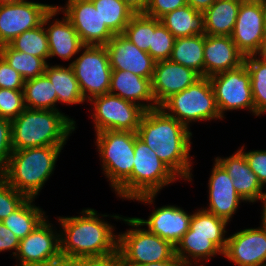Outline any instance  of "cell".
<instances>
[{
    "label": "cell",
    "instance_id": "5bb4252c",
    "mask_svg": "<svg viewBox=\"0 0 266 266\" xmlns=\"http://www.w3.org/2000/svg\"><path fill=\"white\" fill-rule=\"evenodd\" d=\"M19 266H46L62 258L60 234L54 232L46 218L26 237L20 240L15 255Z\"/></svg>",
    "mask_w": 266,
    "mask_h": 266
},
{
    "label": "cell",
    "instance_id": "7a4b0ae2",
    "mask_svg": "<svg viewBox=\"0 0 266 266\" xmlns=\"http://www.w3.org/2000/svg\"><path fill=\"white\" fill-rule=\"evenodd\" d=\"M62 258L109 255L118 251L119 236L113 226L102 221L94 209L82 210V216L59 217Z\"/></svg>",
    "mask_w": 266,
    "mask_h": 266
},
{
    "label": "cell",
    "instance_id": "8fae6325",
    "mask_svg": "<svg viewBox=\"0 0 266 266\" xmlns=\"http://www.w3.org/2000/svg\"><path fill=\"white\" fill-rule=\"evenodd\" d=\"M221 117L227 110L248 109L255 115L251 79L247 67L228 70L209 77Z\"/></svg>",
    "mask_w": 266,
    "mask_h": 266
},
{
    "label": "cell",
    "instance_id": "b9f144b4",
    "mask_svg": "<svg viewBox=\"0 0 266 266\" xmlns=\"http://www.w3.org/2000/svg\"><path fill=\"white\" fill-rule=\"evenodd\" d=\"M12 151L11 120L0 117V171L7 165Z\"/></svg>",
    "mask_w": 266,
    "mask_h": 266
},
{
    "label": "cell",
    "instance_id": "816d5d0a",
    "mask_svg": "<svg viewBox=\"0 0 266 266\" xmlns=\"http://www.w3.org/2000/svg\"><path fill=\"white\" fill-rule=\"evenodd\" d=\"M261 201H263V213H262V222H261V227H263L264 229H266V193L264 192V194L260 197Z\"/></svg>",
    "mask_w": 266,
    "mask_h": 266
},
{
    "label": "cell",
    "instance_id": "4316f807",
    "mask_svg": "<svg viewBox=\"0 0 266 266\" xmlns=\"http://www.w3.org/2000/svg\"><path fill=\"white\" fill-rule=\"evenodd\" d=\"M160 22L175 38L205 35L203 12L188 4L165 14Z\"/></svg>",
    "mask_w": 266,
    "mask_h": 266
},
{
    "label": "cell",
    "instance_id": "d6a6232c",
    "mask_svg": "<svg viewBox=\"0 0 266 266\" xmlns=\"http://www.w3.org/2000/svg\"><path fill=\"white\" fill-rule=\"evenodd\" d=\"M0 55L25 81L43 75L48 64L43 58L16 51L9 44L0 46Z\"/></svg>",
    "mask_w": 266,
    "mask_h": 266
},
{
    "label": "cell",
    "instance_id": "ba28073f",
    "mask_svg": "<svg viewBox=\"0 0 266 266\" xmlns=\"http://www.w3.org/2000/svg\"><path fill=\"white\" fill-rule=\"evenodd\" d=\"M103 170L116 191L132 174L135 132L104 130L96 133Z\"/></svg>",
    "mask_w": 266,
    "mask_h": 266
},
{
    "label": "cell",
    "instance_id": "3957f363",
    "mask_svg": "<svg viewBox=\"0 0 266 266\" xmlns=\"http://www.w3.org/2000/svg\"><path fill=\"white\" fill-rule=\"evenodd\" d=\"M75 121L56 110L26 108L11 121L13 151L35 147H63Z\"/></svg>",
    "mask_w": 266,
    "mask_h": 266
},
{
    "label": "cell",
    "instance_id": "4dcf8cb0",
    "mask_svg": "<svg viewBox=\"0 0 266 266\" xmlns=\"http://www.w3.org/2000/svg\"><path fill=\"white\" fill-rule=\"evenodd\" d=\"M25 107L38 110H56L57 95L53 84L43 74L33 79L26 80L23 86Z\"/></svg>",
    "mask_w": 266,
    "mask_h": 266
},
{
    "label": "cell",
    "instance_id": "e0dca14e",
    "mask_svg": "<svg viewBox=\"0 0 266 266\" xmlns=\"http://www.w3.org/2000/svg\"><path fill=\"white\" fill-rule=\"evenodd\" d=\"M105 47L112 70L130 71L140 77L152 79L156 61L123 34L114 35Z\"/></svg>",
    "mask_w": 266,
    "mask_h": 266
},
{
    "label": "cell",
    "instance_id": "db71d44e",
    "mask_svg": "<svg viewBox=\"0 0 266 266\" xmlns=\"http://www.w3.org/2000/svg\"><path fill=\"white\" fill-rule=\"evenodd\" d=\"M264 35L266 37V1H265V21H264Z\"/></svg>",
    "mask_w": 266,
    "mask_h": 266
},
{
    "label": "cell",
    "instance_id": "836d02e7",
    "mask_svg": "<svg viewBox=\"0 0 266 266\" xmlns=\"http://www.w3.org/2000/svg\"><path fill=\"white\" fill-rule=\"evenodd\" d=\"M102 22L116 35L123 34L125 27L135 15L123 0H91Z\"/></svg>",
    "mask_w": 266,
    "mask_h": 266
},
{
    "label": "cell",
    "instance_id": "1f68e13d",
    "mask_svg": "<svg viewBox=\"0 0 266 266\" xmlns=\"http://www.w3.org/2000/svg\"><path fill=\"white\" fill-rule=\"evenodd\" d=\"M32 202L33 198H28L18 209L1 221L20 240L29 235L46 217L42 209L34 206Z\"/></svg>",
    "mask_w": 266,
    "mask_h": 266
},
{
    "label": "cell",
    "instance_id": "d4e9b609",
    "mask_svg": "<svg viewBox=\"0 0 266 266\" xmlns=\"http://www.w3.org/2000/svg\"><path fill=\"white\" fill-rule=\"evenodd\" d=\"M45 31L49 43V58L59 56L69 60L83 49L84 45L78 33L66 16L61 21L56 19Z\"/></svg>",
    "mask_w": 266,
    "mask_h": 266
},
{
    "label": "cell",
    "instance_id": "9a60e30c",
    "mask_svg": "<svg viewBox=\"0 0 266 266\" xmlns=\"http://www.w3.org/2000/svg\"><path fill=\"white\" fill-rule=\"evenodd\" d=\"M69 19L83 45L105 46L115 35L102 22L91 0H68L66 6L58 7Z\"/></svg>",
    "mask_w": 266,
    "mask_h": 266
},
{
    "label": "cell",
    "instance_id": "f546056e",
    "mask_svg": "<svg viewBox=\"0 0 266 266\" xmlns=\"http://www.w3.org/2000/svg\"><path fill=\"white\" fill-rule=\"evenodd\" d=\"M60 12L58 6H54L43 18L42 24L37 28L28 30L18 35L9 45L16 51L25 52L33 56L49 58V43L45 31L46 24Z\"/></svg>",
    "mask_w": 266,
    "mask_h": 266
},
{
    "label": "cell",
    "instance_id": "8d00e7d4",
    "mask_svg": "<svg viewBox=\"0 0 266 266\" xmlns=\"http://www.w3.org/2000/svg\"><path fill=\"white\" fill-rule=\"evenodd\" d=\"M227 221L206 210H198L192 214L189 228L192 235L225 236Z\"/></svg>",
    "mask_w": 266,
    "mask_h": 266
},
{
    "label": "cell",
    "instance_id": "ac0fdd59",
    "mask_svg": "<svg viewBox=\"0 0 266 266\" xmlns=\"http://www.w3.org/2000/svg\"><path fill=\"white\" fill-rule=\"evenodd\" d=\"M201 76L194 70L170 60L157 61L151 80L152 93L159 107L173 94L193 85Z\"/></svg>",
    "mask_w": 266,
    "mask_h": 266
},
{
    "label": "cell",
    "instance_id": "30bf717a",
    "mask_svg": "<svg viewBox=\"0 0 266 266\" xmlns=\"http://www.w3.org/2000/svg\"><path fill=\"white\" fill-rule=\"evenodd\" d=\"M93 118L96 133L104 130L137 132L145 109L110 93L93 97Z\"/></svg>",
    "mask_w": 266,
    "mask_h": 266
},
{
    "label": "cell",
    "instance_id": "44dd1931",
    "mask_svg": "<svg viewBox=\"0 0 266 266\" xmlns=\"http://www.w3.org/2000/svg\"><path fill=\"white\" fill-rule=\"evenodd\" d=\"M191 217L192 215L187 214L182 208L167 205L154 209L147 220L136 219L141 226H148V231L176 246L188 231Z\"/></svg>",
    "mask_w": 266,
    "mask_h": 266
},
{
    "label": "cell",
    "instance_id": "8992f818",
    "mask_svg": "<svg viewBox=\"0 0 266 266\" xmlns=\"http://www.w3.org/2000/svg\"><path fill=\"white\" fill-rule=\"evenodd\" d=\"M133 229L119 236L118 251L121 254L123 266H139L152 262L179 260L175 255V246L147 229H142L136 218H122ZM135 227V228H134ZM139 227V228H138Z\"/></svg>",
    "mask_w": 266,
    "mask_h": 266
},
{
    "label": "cell",
    "instance_id": "4fadbf2b",
    "mask_svg": "<svg viewBox=\"0 0 266 266\" xmlns=\"http://www.w3.org/2000/svg\"><path fill=\"white\" fill-rule=\"evenodd\" d=\"M264 21L265 1H241L231 38L245 57L260 53L265 39Z\"/></svg>",
    "mask_w": 266,
    "mask_h": 266
},
{
    "label": "cell",
    "instance_id": "f35d334b",
    "mask_svg": "<svg viewBox=\"0 0 266 266\" xmlns=\"http://www.w3.org/2000/svg\"><path fill=\"white\" fill-rule=\"evenodd\" d=\"M25 109L23 90L0 88V117L12 121Z\"/></svg>",
    "mask_w": 266,
    "mask_h": 266
},
{
    "label": "cell",
    "instance_id": "f907efd6",
    "mask_svg": "<svg viewBox=\"0 0 266 266\" xmlns=\"http://www.w3.org/2000/svg\"><path fill=\"white\" fill-rule=\"evenodd\" d=\"M46 266H75L73 259L60 258L57 261L51 262Z\"/></svg>",
    "mask_w": 266,
    "mask_h": 266
},
{
    "label": "cell",
    "instance_id": "f6af8a7d",
    "mask_svg": "<svg viewBox=\"0 0 266 266\" xmlns=\"http://www.w3.org/2000/svg\"><path fill=\"white\" fill-rule=\"evenodd\" d=\"M73 261L75 266H123L119 251L109 255L79 257Z\"/></svg>",
    "mask_w": 266,
    "mask_h": 266
},
{
    "label": "cell",
    "instance_id": "603a6c76",
    "mask_svg": "<svg viewBox=\"0 0 266 266\" xmlns=\"http://www.w3.org/2000/svg\"><path fill=\"white\" fill-rule=\"evenodd\" d=\"M233 179L236 192L248 202H256L264 194L263 186L257 175L249 167L244 154L238 150L235 154L215 159Z\"/></svg>",
    "mask_w": 266,
    "mask_h": 266
},
{
    "label": "cell",
    "instance_id": "681fc988",
    "mask_svg": "<svg viewBox=\"0 0 266 266\" xmlns=\"http://www.w3.org/2000/svg\"><path fill=\"white\" fill-rule=\"evenodd\" d=\"M139 266H185L180 260H168L161 262H152Z\"/></svg>",
    "mask_w": 266,
    "mask_h": 266
},
{
    "label": "cell",
    "instance_id": "5b68a950",
    "mask_svg": "<svg viewBox=\"0 0 266 266\" xmlns=\"http://www.w3.org/2000/svg\"><path fill=\"white\" fill-rule=\"evenodd\" d=\"M134 166L131 176L115 191L121 198L153 203L162 187L178 180L135 132Z\"/></svg>",
    "mask_w": 266,
    "mask_h": 266
},
{
    "label": "cell",
    "instance_id": "d6986e66",
    "mask_svg": "<svg viewBox=\"0 0 266 266\" xmlns=\"http://www.w3.org/2000/svg\"><path fill=\"white\" fill-rule=\"evenodd\" d=\"M209 179V208L204 209L215 216L230 221L241 201H245L235 190L233 179L215 160Z\"/></svg>",
    "mask_w": 266,
    "mask_h": 266
},
{
    "label": "cell",
    "instance_id": "74e56055",
    "mask_svg": "<svg viewBox=\"0 0 266 266\" xmlns=\"http://www.w3.org/2000/svg\"><path fill=\"white\" fill-rule=\"evenodd\" d=\"M175 39L172 33L160 22V19L154 18V33H152L148 53L156 62L169 60Z\"/></svg>",
    "mask_w": 266,
    "mask_h": 266
},
{
    "label": "cell",
    "instance_id": "bcb514c9",
    "mask_svg": "<svg viewBox=\"0 0 266 266\" xmlns=\"http://www.w3.org/2000/svg\"><path fill=\"white\" fill-rule=\"evenodd\" d=\"M19 243L20 239L0 221V252L14 249L16 252H13V255L15 256Z\"/></svg>",
    "mask_w": 266,
    "mask_h": 266
},
{
    "label": "cell",
    "instance_id": "c3c4849f",
    "mask_svg": "<svg viewBox=\"0 0 266 266\" xmlns=\"http://www.w3.org/2000/svg\"><path fill=\"white\" fill-rule=\"evenodd\" d=\"M216 0H186V3L193 7L195 10L204 12L208 9Z\"/></svg>",
    "mask_w": 266,
    "mask_h": 266
},
{
    "label": "cell",
    "instance_id": "2e32d148",
    "mask_svg": "<svg viewBox=\"0 0 266 266\" xmlns=\"http://www.w3.org/2000/svg\"><path fill=\"white\" fill-rule=\"evenodd\" d=\"M223 257L237 266H266V229H243L227 237Z\"/></svg>",
    "mask_w": 266,
    "mask_h": 266
},
{
    "label": "cell",
    "instance_id": "e575fe53",
    "mask_svg": "<svg viewBox=\"0 0 266 266\" xmlns=\"http://www.w3.org/2000/svg\"><path fill=\"white\" fill-rule=\"evenodd\" d=\"M244 63L250 74L255 116L266 112V60L257 55L247 56Z\"/></svg>",
    "mask_w": 266,
    "mask_h": 266
},
{
    "label": "cell",
    "instance_id": "60d3db41",
    "mask_svg": "<svg viewBox=\"0 0 266 266\" xmlns=\"http://www.w3.org/2000/svg\"><path fill=\"white\" fill-rule=\"evenodd\" d=\"M25 80L0 55V88L23 90Z\"/></svg>",
    "mask_w": 266,
    "mask_h": 266
},
{
    "label": "cell",
    "instance_id": "83f0119b",
    "mask_svg": "<svg viewBox=\"0 0 266 266\" xmlns=\"http://www.w3.org/2000/svg\"><path fill=\"white\" fill-rule=\"evenodd\" d=\"M44 74L53 84L57 102L80 104L85 101L71 64L67 68L60 65L49 66L47 64Z\"/></svg>",
    "mask_w": 266,
    "mask_h": 266
},
{
    "label": "cell",
    "instance_id": "7402d4cb",
    "mask_svg": "<svg viewBox=\"0 0 266 266\" xmlns=\"http://www.w3.org/2000/svg\"><path fill=\"white\" fill-rule=\"evenodd\" d=\"M151 80L152 79L135 75L130 71L112 70L111 84L108 93L123 98L124 100L134 102L142 106L146 111L155 109L158 108V106L156 105L152 93ZM140 101H146V104ZM147 102L149 103L147 104Z\"/></svg>",
    "mask_w": 266,
    "mask_h": 266
},
{
    "label": "cell",
    "instance_id": "6da1fadb",
    "mask_svg": "<svg viewBox=\"0 0 266 266\" xmlns=\"http://www.w3.org/2000/svg\"><path fill=\"white\" fill-rule=\"evenodd\" d=\"M188 129L158 107L145 111L137 135L179 178L191 181Z\"/></svg>",
    "mask_w": 266,
    "mask_h": 266
},
{
    "label": "cell",
    "instance_id": "f5cc1de1",
    "mask_svg": "<svg viewBox=\"0 0 266 266\" xmlns=\"http://www.w3.org/2000/svg\"><path fill=\"white\" fill-rule=\"evenodd\" d=\"M258 55H259V57H261V58H263V59L266 60V37L264 39V42H263V46L261 48V51H260V53Z\"/></svg>",
    "mask_w": 266,
    "mask_h": 266
},
{
    "label": "cell",
    "instance_id": "484cf974",
    "mask_svg": "<svg viewBox=\"0 0 266 266\" xmlns=\"http://www.w3.org/2000/svg\"><path fill=\"white\" fill-rule=\"evenodd\" d=\"M242 0H216L203 12L205 35L231 36Z\"/></svg>",
    "mask_w": 266,
    "mask_h": 266
},
{
    "label": "cell",
    "instance_id": "7c38bea8",
    "mask_svg": "<svg viewBox=\"0 0 266 266\" xmlns=\"http://www.w3.org/2000/svg\"><path fill=\"white\" fill-rule=\"evenodd\" d=\"M53 7L26 0L0 1V46L9 44L23 32L40 26Z\"/></svg>",
    "mask_w": 266,
    "mask_h": 266
},
{
    "label": "cell",
    "instance_id": "f1b7e54d",
    "mask_svg": "<svg viewBox=\"0 0 266 266\" xmlns=\"http://www.w3.org/2000/svg\"><path fill=\"white\" fill-rule=\"evenodd\" d=\"M204 41L205 35L176 38L169 60L204 77Z\"/></svg>",
    "mask_w": 266,
    "mask_h": 266
},
{
    "label": "cell",
    "instance_id": "d590c367",
    "mask_svg": "<svg viewBox=\"0 0 266 266\" xmlns=\"http://www.w3.org/2000/svg\"><path fill=\"white\" fill-rule=\"evenodd\" d=\"M152 33H154V18L144 13L135 14L125 27L123 35L140 50L148 53Z\"/></svg>",
    "mask_w": 266,
    "mask_h": 266
},
{
    "label": "cell",
    "instance_id": "cb8c5ba5",
    "mask_svg": "<svg viewBox=\"0 0 266 266\" xmlns=\"http://www.w3.org/2000/svg\"><path fill=\"white\" fill-rule=\"evenodd\" d=\"M227 239L224 236L192 235V230L189 228L176 244L175 255L185 266H192L189 259L191 257L194 259V264H197L201 259L208 261L212 256L223 255Z\"/></svg>",
    "mask_w": 266,
    "mask_h": 266
},
{
    "label": "cell",
    "instance_id": "7dc6e473",
    "mask_svg": "<svg viewBox=\"0 0 266 266\" xmlns=\"http://www.w3.org/2000/svg\"><path fill=\"white\" fill-rule=\"evenodd\" d=\"M123 2L133 10L135 14L145 13L149 0H123Z\"/></svg>",
    "mask_w": 266,
    "mask_h": 266
},
{
    "label": "cell",
    "instance_id": "ee69618b",
    "mask_svg": "<svg viewBox=\"0 0 266 266\" xmlns=\"http://www.w3.org/2000/svg\"><path fill=\"white\" fill-rule=\"evenodd\" d=\"M186 0H149L145 15L160 19L165 14L185 6Z\"/></svg>",
    "mask_w": 266,
    "mask_h": 266
},
{
    "label": "cell",
    "instance_id": "ffe728a7",
    "mask_svg": "<svg viewBox=\"0 0 266 266\" xmlns=\"http://www.w3.org/2000/svg\"><path fill=\"white\" fill-rule=\"evenodd\" d=\"M245 56L239 51L231 36L205 35L204 77L226 72L244 64Z\"/></svg>",
    "mask_w": 266,
    "mask_h": 266
},
{
    "label": "cell",
    "instance_id": "52a82bcc",
    "mask_svg": "<svg viewBox=\"0 0 266 266\" xmlns=\"http://www.w3.org/2000/svg\"><path fill=\"white\" fill-rule=\"evenodd\" d=\"M159 107L187 128L192 121L222 119L208 77H201L193 85L173 94Z\"/></svg>",
    "mask_w": 266,
    "mask_h": 266
},
{
    "label": "cell",
    "instance_id": "277c9868",
    "mask_svg": "<svg viewBox=\"0 0 266 266\" xmlns=\"http://www.w3.org/2000/svg\"><path fill=\"white\" fill-rule=\"evenodd\" d=\"M62 148L44 146L12 151L0 176L27 198L35 199L52 175Z\"/></svg>",
    "mask_w": 266,
    "mask_h": 266
},
{
    "label": "cell",
    "instance_id": "ab89813d",
    "mask_svg": "<svg viewBox=\"0 0 266 266\" xmlns=\"http://www.w3.org/2000/svg\"><path fill=\"white\" fill-rule=\"evenodd\" d=\"M28 198L0 176V221L18 209Z\"/></svg>",
    "mask_w": 266,
    "mask_h": 266
},
{
    "label": "cell",
    "instance_id": "9c48e42d",
    "mask_svg": "<svg viewBox=\"0 0 266 266\" xmlns=\"http://www.w3.org/2000/svg\"><path fill=\"white\" fill-rule=\"evenodd\" d=\"M83 53L72 63L75 77L85 100L109 92L112 68L105 46L84 45Z\"/></svg>",
    "mask_w": 266,
    "mask_h": 266
},
{
    "label": "cell",
    "instance_id": "7bdbcfd3",
    "mask_svg": "<svg viewBox=\"0 0 266 266\" xmlns=\"http://www.w3.org/2000/svg\"><path fill=\"white\" fill-rule=\"evenodd\" d=\"M243 149L244 146L239 150L244 154L249 167L257 175L259 182L264 187L266 184V150L244 152Z\"/></svg>",
    "mask_w": 266,
    "mask_h": 266
}]
</instances>
